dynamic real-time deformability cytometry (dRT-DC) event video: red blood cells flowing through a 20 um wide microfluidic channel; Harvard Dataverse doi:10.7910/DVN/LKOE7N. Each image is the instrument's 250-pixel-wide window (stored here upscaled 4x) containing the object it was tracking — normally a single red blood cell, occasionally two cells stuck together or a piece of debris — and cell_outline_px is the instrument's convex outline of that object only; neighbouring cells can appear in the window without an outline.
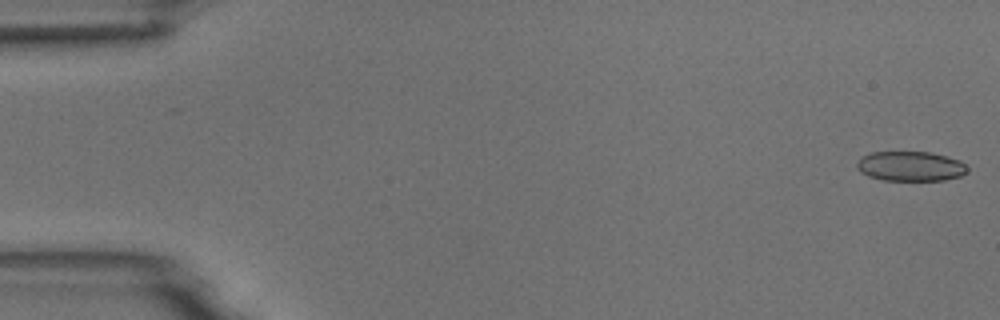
{"species": "common noctule bat (a hibernating species)", "species_latin": "Nyctalus noctula", "temperature_condition": "room temperature", "stored_images_in_passage": 5, "camera_frame_rate_fps": 3000, "um_per_image_px": 0.085, "animal": {"sex": "male", "body_mass_g": 18.8}, "frame": {"image": 1, "passage_image": 1, "time_ms": 0.0, "image_size_px": [1000, 320], "cell_outline_px": [[968, 172], [960, 176], [944, 180], [884, 180], [868, 176], [860, 172], [856, 168], [856, 164], [864, 156], [872, 152], [932, 152], [960, 160], [968, 168]], "centroid_in_image_um": [77.41, 14.13], "position_along_channel_um": 7.6, "area_um2": 19.13}}
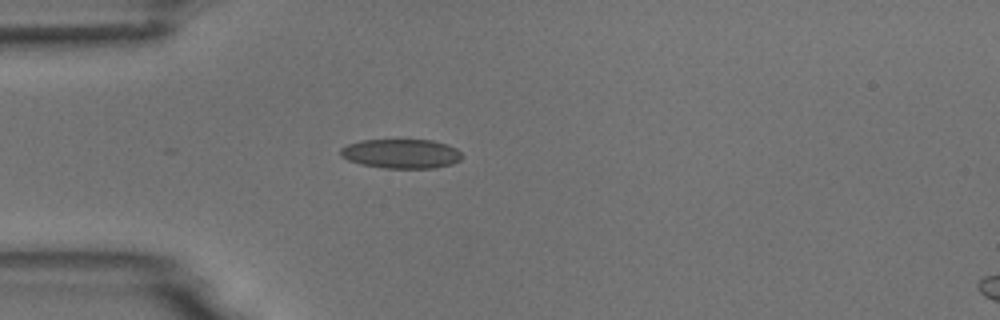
{"frame": {"image": 2, "passage_image": 5, "time_ms": 4.667, "image_size_px": [1000, 320], "cell_outline_px": [[464, 156], [460, 160], [452, 164], [436, 168], [384, 168], [360, 164], [348, 160], [340, 156], [340, 148], [348, 144], [360, 140], [432, 140], [448, 144], [456, 148]], "centroid_in_image_um": [34.11, 13.06], "position_along_channel_um": 50.9, "area_um2": 20.98}}